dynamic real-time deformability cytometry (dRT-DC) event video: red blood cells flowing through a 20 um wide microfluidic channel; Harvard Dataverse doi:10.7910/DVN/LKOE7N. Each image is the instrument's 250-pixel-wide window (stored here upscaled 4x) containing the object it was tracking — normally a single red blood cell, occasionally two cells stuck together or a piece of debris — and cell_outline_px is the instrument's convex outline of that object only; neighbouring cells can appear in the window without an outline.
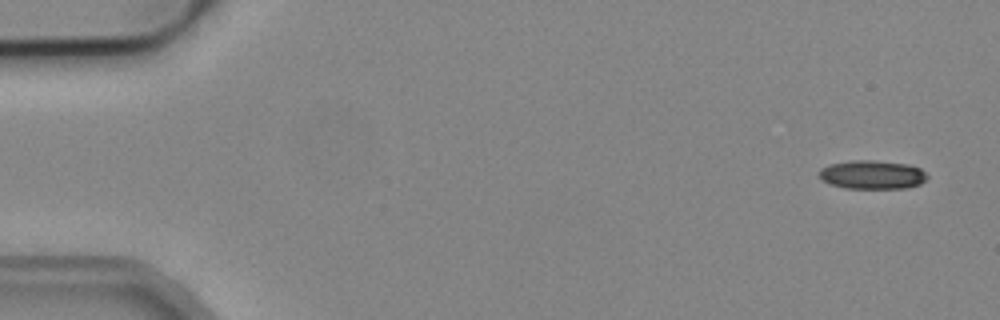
{"species": "common noctule bat (a hibernating species)", "species_latin": "Nyctalus noctula", "temperature_condition": "cold", "stored_images_in_passage": 5, "camera_frame_rate_fps": 3000, "um_per_image_px": 0.085, "animal": {"sex": "male", "body_mass_g": 19.2, "forearm_length_mm": 51.8}, "frame": {"image": 1, "passage_image": 1, "time_ms": 0.0, "image_size_px": [1000, 320], "cell_outline_px": [[928, 176], [920, 184], [908, 188], [844, 188], [828, 184], [820, 180], [820, 168], [828, 164], [852, 160], [872, 160], [908, 164], [920, 168]], "centroid_in_image_um": [74.1, 14.85], "position_along_channel_um": 10.9, "area_um2": 18.21}}
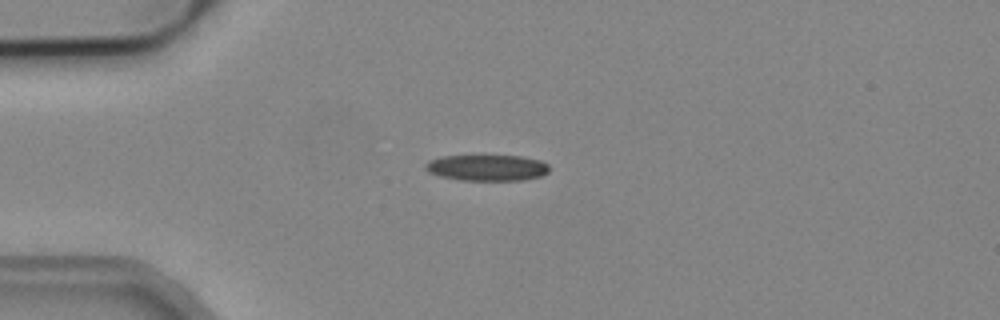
{"frame": {"image": 2, "passage_image": 4, "time_ms": 1.0, "image_size_px": [1000, 320], "cell_outline_px": [[548, 172], [540, 176], [524, 180], [460, 180], [440, 176], [428, 172], [424, 168], [424, 164], [428, 160], [440, 156], [520, 156], [540, 160], [548, 164]], "centroid_in_image_um": [41.36, 14.25], "position_along_channel_um": 43.6, "area_um2": 18.84}}